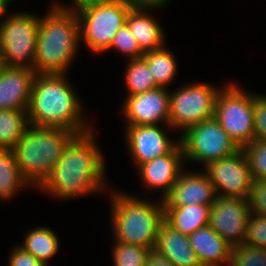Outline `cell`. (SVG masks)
<instances>
[{
    "label": "cell",
    "instance_id": "cell-1",
    "mask_svg": "<svg viewBox=\"0 0 266 266\" xmlns=\"http://www.w3.org/2000/svg\"><path fill=\"white\" fill-rule=\"evenodd\" d=\"M94 130L71 140L38 190L63 200L109 192L105 157L95 141Z\"/></svg>",
    "mask_w": 266,
    "mask_h": 266
},
{
    "label": "cell",
    "instance_id": "cell-2",
    "mask_svg": "<svg viewBox=\"0 0 266 266\" xmlns=\"http://www.w3.org/2000/svg\"><path fill=\"white\" fill-rule=\"evenodd\" d=\"M66 75H35L27 109L28 121L37 127H58L76 135L85 134L92 131L93 126L87 122L82 101Z\"/></svg>",
    "mask_w": 266,
    "mask_h": 266
},
{
    "label": "cell",
    "instance_id": "cell-3",
    "mask_svg": "<svg viewBox=\"0 0 266 266\" xmlns=\"http://www.w3.org/2000/svg\"><path fill=\"white\" fill-rule=\"evenodd\" d=\"M80 45L76 12L51 3L40 17L34 58L36 74H66Z\"/></svg>",
    "mask_w": 266,
    "mask_h": 266
},
{
    "label": "cell",
    "instance_id": "cell-4",
    "mask_svg": "<svg viewBox=\"0 0 266 266\" xmlns=\"http://www.w3.org/2000/svg\"><path fill=\"white\" fill-rule=\"evenodd\" d=\"M109 203L114 241L154 249L161 224L164 222V204L138 198L131 193L110 188Z\"/></svg>",
    "mask_w": 266,
    "mask_h": 266
},
{
    "label": "cell",
    "instance_id": "cell-5",
    "mask_svg": "<svg viewBox=\"0 0 266 266\" xmlns=\"http://www.w3.org/2000/svg\"><path fill=\"white\" fill-rule=\"evenodd\" d=\"M75 136V133L58 127H28L12 150L22 176L31 187L37 189L51 174Z\"/></svg>",
    "mask_w": 266,
    "mask_h": 266
},
{
    "label": "cell",
    "instance_id": "cell-6",
    "mask_svg": "<svg viewBox=\"0 0 266 266\" xmlns=\"http://www.w3.org/2000/svg\"><path fill=\"white\" fill-rule=\"evenodd\" d=\"M132 7L124 0H102L77 10L80 44L94 54L107 52Z\"/></svg>",
    "mask_w": 266,
    "mask_h": 266
},
{
    "label": "cell",
    "instance_id": "cell-7",
    "mask_svg": "<svg viewBox=\"0 0 266 266\" xmlns=\"http://www.w3.org/2000/svg\"><path fill=\"white\" fill-rule=\"evenodd\" d=\"M40 16L18 11L0 20V56L5 66L34 70Z\"/></svg>",
    "mask_w": 266,
    "mask_h": 266
},
{
    "label": "cell",
    "instance_id": "cell-8",
    "mask_svg": "<svg viewBox=\"0 0 266 266\" xmlns=\"http://www.w3.org/2000/svg\"><path fill=\"white\" fill-rule=\"evenodd\" d=\"M214 118L239 148L255 139L253 94L247 93L236 83L228 82L221 86L216 98Z\"/></svg>",
    "mask_w": 266,
    "mask_h": 266
},
{
    "label": "cell",
    "instance_id": "cell-9",
    "mask_svg": "<svg viewBox=\"0 0 266 266\" xmlns=\"http://www.w3.org/2000/svg\"><path fill=\"white\" fill-rule=\"evenodd\" d=\"M192 82L170 91L169 126L180 135L196 124L214 118L218 86Z\"/></svg>",
    "mask_w": 266,
    "mask_h": 266
},
{
    "label": "cell",
    "instance_id": "cell-10",
    "mask_svg": "<svg viewBox=\"0 0 266 266\" xmlns=\"http://www.w3.org/2000/svg\"><path fill=\"white\" fill-rule=\"evenodd\" d=\"M184 161L202 166L230 156L240 148L215 119L202 121L179 136Z\"/></svg>",
    "mask_w": 266,
    "mask_h": 266
},
{
    "label": "cell",
    "instance_id": "cell-11",
    "mask_svg": "<svg viewBox=\"0 0 266 266\" xmlns=\"http://www.w3.org/2000/svg\"><path fill=\"white\" fill-rule=\"evenodd\" d=\"M217 195L247 199L253 178L245 152L234 154L207 164L203 168Z\"/></svg>",
    "mask_w": 266,
    "mask_h": 266
},
{
    "label": "cell",
    "instance_id": "cell-12",
    "mask_svg": "<svg viewBox=\"0 0 266 266\" xmlns=\"http://www.w3.org/2000/svg\"><path fill=\"white\" fill-rule=\"evenodd\" d=\"M250 215L247 199L217 195L208 225L230 245L243 244Z\"/></svg>",
    "mask_w": 266,
    "mask_h": 266
},
{
    "label": "cell",
    "instance_id": "cell-13",
    "mask_svg": "<svg viewBox=\"0 0 266 266\" xmlns=\"http://www.w3.org/2000/svg\"><path fill=\"white\" fill-rule=\"evenodd\" d=\"M170 90L164 87L125 97L122 114L126 125L169 126ZM162 122V123H161Z\"/></svg>",
    "mask_w": 266,
    "mask_h": 266
},
{
    "label": "cell",
    "instance_id": "cell-14",
    "mask_svg": "<svg viewBox=\"0 0 266 266\" xmlns=\"http://www.w3.org/2000/svg\"><path fill=\"white\" fill-rule=\"evenodd\" d=\"M125 126V142L128 146L126 148L136 167L156 157L169 154L180 143V140L170 139L160 124Z\"/></svg>",
    "mask_w": 266,
    "mask_h": 266
},
{
    "label": "cell",
    "instance_id": "cell-15",
    "mask_svg": "<svg viewBox=\"0 0 266 266\" xmlns=\"http://www.w3.org/2000/svg\"><path fill=\"white\" fill-rule=\"evenodd\" d=\"M184 162L183 149L179 143L169 154L140 164L136 169H138L139 179L144 185L143 188L161 191L160 198L163 200L170 193L180 173L185 169Z\"/></svg>",
    "mask_w": 266,
    "mask_h": 266
},
{
    "label": "cell",
    "instance_id": "cell-16",
    "mask_svg": "<svg viewBox=\"0 0 266 266\" xmlns=\"http://www.w3.org/2000/svg\"><path fill=\"white\" fill-rule=\"evenodd\" d=\"M216 197L214 186L204 172L183 170L162 201L164 206H211Z\"/></svg>",
    "mask_w": 266,
    "mask_h": 266
},
{
    "label": "cell",
    "instance_id": "cell-17",
    "mask_svg": "<svg viewBox=\"0 0 266 266\" xmlns=\"http://www.w3.org/2000/svg\"><path fill=\"white\" fill-rule=\"evenodd\" d=\"M35 70L5 66L0 74V110L27 111Z\"/></svg>",
    "mask_w": 266,
    "mask_h": 266
},
{
    "label": "cell",
    "instance_id": "cell-18",
    "mask_svg": "<svg viewBox=\"0 0 266 266\" xmlns=\"http://www.w3.org/2000/svg\"><path fill=\"white\" fill-rule=\"evenodd\" d=\"M162 7L133 6L127 16L126 25L134 35L140 49L145 53L165 46L162 26L150 12Z\"/></svg>",
    "mask_w": 266,
    "mask_h": 266
},
{
    "label": "cell",
    "instance_id": "cell-19",
    "mask_svg": "<svg viewBox=\"0 0 266 266\" xmlns=\"http://www.w3.org/2000/svg\"><path fill=\"white\" fill-rule=\"evenodd\" d=\"M202 266H229L232 245L209 225L188 236Z\"/></svg>",
    "mask_w": 266,
    "mask_h": 266
},
{
    "label": "cell",
    "instance_id": "cell-20",
    "mask_svg": "<svg viewBox=\"0 0 266 266\" xmlns=\"http://www.w3.org/2000/svg\"><path fill=\"white\" fill-rule=\"evenodd\" d=\"M153 250L168 258L175 266H202L189 237L172 229L165 222L159 228Z\"/></svg>",
    "mask_w": 266,
    "mask_h": 266
},
{
    "label": "cell",
    "instance_id": "cell-21",
    "mask_svg": "<svg viewBox=\"0 0 266 266\" xmlns=\"http://www.w3.org/2000/svg\"><path fill=\"white\" fill-rule=\"evenodd\" d=\"M210 211L211 206L199 204L164 206V222L172 229L189 236L196 230L208 226Z\"/></svg>",
    "mask_w": 266,
    "mask_h": 266
},
{
    "label": "cell",
    "instance_id": "cell-22",
    "mask_svg": "<svg viewBox=\"0 0 266 266\" xmlns=\"http://www.w3.org/2000/svg\"><path fill=\"white\" fill-rule=\"evenodd\" d=\"M24 237L23 244L18 246L47 266L49 260L59 252V237L49 227L32 228Z\"/></svg>",
    "mask_w": 266,
    "mask_h": 266
},
{
    "label": "cell",
    "instance_id": "cell-23",
    "mask_svg": "<svg viewBox=\"0 0 266 266\" xmlns=\"http://www.w3.org/2000/svg\"><path fill=\"white\" fill-rule=\"evenodd\" d=\"M30 186L20 172L13 150L0 149V200L9 201Z\"/></svg>",
    "mask_w": 266,
    "mask_h": 266
},
{
    "label": "cell",
    "instance_id": "cell-24",
    "mask_svg": "<svg viewBox=\"0 0 266 266\" xmlns=\"http://www.w3.org/2000/svg\"><path fill=\"white\" fill-rule=\"evenodd\" d=\"M167 46L161 49L145 52L141 57L149 67L158 87L169 88L177 75L176 57Z\"/></svg>",
    "mask_w": 266,
    "mask_h": 266
},
{
    "label": "cell",
    "instance_id": "cell-25",
    "mask_svg": "<svg viewBox=\"0 0 266 266\" xmlns=\"http://www.w3.org/2000/svg\"><path fill=\"white\" fill-rule=\"evenodd\" d=\"M29 126L27 111L0 110V149H12Z\"/></svg>",
    "mask_w": 266,
    "mask_h": 266
},
{
    "label": "cell",
    "instance_id": "cell-26",
    "mask_svg": "<svg viewBox=\"0 0 266 266\" xmlns=\"http://www.w3.org/2000/svg\"><path fill=\"white\" fill-rule=\"evenodd\" d=\"M127 61L126 69L124 70L127 96L158 88L148 64L142 58Z\"/></svg>",
    "mask_w": 266,
    "mask_h": 266
},
{
    "label": "cell",
    "instance_id": "cell-27",
    "mask_svg": "<svg viewBox=\"0 0 266 266\" xmlns=\"http://www.w3.org/2000/svg\"><path fill=\"white\" fill-rule=\"evenodd\" d=\"M112 259L114 266H145L152 249L125 242L113 241Z\"/></svg>",
    "mask_w": 266,
    "mask_h": 266
},
{
    "label": "cell",
    "instance_id": "cell-28",
    "mask_svg": "<svg viewBox=\"0 0 266 266\" xmlns=\"http://www.w3.org/2000/svg\"><path fill=\"white\" fill-rule=\"evenodd\" d=\"M229 266H266V249L246 243L234 245Z\"/></svg>",
    "mask_w": 266,
    "mask_h": 266
},
{
    "label": "cell",
    "instance_id": "cell-29",
    "mask_svg": "<svg viewBox=\"0 0 266 266\" xmlns=\"http://www.w3.org/2000/svg\"><path fill=\"white\" fill-rule=\"evenodd\" d=\"M253 180H266V141L254 139L243 148Z\"/></svg>",
    "mask_w": 266,
    "mask_h": 266
},
{
    "label": "cell",
    "instance_id": "cell-30",
    "mask_svg": "<svg viewBox=\"0 0 266 266\" xmlns=\"http://www.w3.org/2000/svg\"><path fill=\"white\" fill-rule=\"evenodd\" d=\"M116 50L118 53L125 55L128 60L140 59L144 52L140 49L134 35L125 24L114 35L113 41L107 50Z\"/></svg>",
    "mask_w": 266,
    "mask_h": 266
},
{
    "label": "cell",
    "instance_id": "cell-31",
    "mask_svg": "<svg viewBox=\"0 0 266 266\" xmlns=\"http://www.w3.org/2000/svg\"><path fill=\"white\" fill-rule=\"evenodd\" d=\"M244 243L266 249V217L251 213Z\"/></svg>",
    "mask_w": 266,
    "mask_h": 266
},
{
    "label": "cell",
    "instance_id": "cell-32",
    "mask_svg": "<svg viewBox=\"0 0 266 266\" xmlns=\"http://www.w3.org/2000/svg\"><path fill=\"white\" fill-rule=\"evenodd\" d=\"M247 201L251 213L266 217V180H253Z\"/></svg>",
    "mask_w": 266,
    "mask_h": 266
},
{
    "label": "cell",
    "instance_id": "cell-33",
    "mask_svg": "<svg viewBox=\"0 0 266 266\" xmlns=\"http://www.w3.org/2000/svg\"><path fill=\"white\" fill-rule=\"evenodd\" d=\"M255 139L266 141V95L253 93Z\"/></svg>",
    "mask_w": 266,
    "mask_h": 266
},
{
    "label": "cell",
    "instance_id": "cell-34",
    "mask_svg": "<svg viewBox=\"0 0 266 266\" xmlns=\"http://www.w3.org/2000/svg\"><path fill=\"white\" fill-rule=\"evenodd\" d=\"M8 266H47L17 245L10 251Z\"/></svg>",
    "mask_w": 266,
    "mask_h": 266
},
{
    "label": "cell",
    "instance_id": "cell-35",
    "mask_svg": "<svg viewBox=\"0 0 266 266\" xmlns=\"http://www.w3.org/2000/svg\"><path fill=\"white\" fill-rule=\"evenodd\" d=\"M145 266H175L168 258L160 256L154 250L148 255Z\"/></svg>",
    "mask_w": 266,
    "mask_h": 266
},
{
    "label": "cell",
    "instance_id": "cell-36",
    "mask_svg": "<svg viewBox=\"0 0 266 266\" xmlns=\"http://www.w3.org/2000/svg\"><path fill=\"white\" fill-rule=\"evenodd\" d=\"M72 4H65L62 2H52V4L58 5L59 7L65 9V10H71V11H77L81 9L82 7H85L90 4H94L96 2L102 1V0H71ZM62 3V4H61ZM70 5V6H69Z\"/></svg>",
    "mask_w": 266,
    "mask_h": 266
},
{
    "label": "cell",
    "instance_id": "cell-37",
    "mask_svg": "<svg viewBox=\"0 0 266 266\" xmlns=\"http://www.w3.org/2000/svg\"><path fill=\"white\" fill-rule=\"evenodd\" d=\"M131 6L164 7L170 0H124Z\"/></svg>",
    "mask_w": 266,
    "mask_h": 266
},
{
    "label": "cell",
    "instance_id": "cell-38",
    "mask_svg": "<svg viewBox=\"0 0 266 266\" xmlns=\"http://www.w3.org/2000/svg\"><path fill=\"white\" fill-rule=\"evenodd\" d=\"M8 6L7 4L3 1L0 0V20L6 15L8 14Z\"/></svg>",
    "mask_w": 266,
    "mask_h": 266
},
{
    "label": "cell",
    "instance_id": "cell-39",
    "mask_svg": "<svg viewBox=\"0 0 266 266\" xmlns=\"http://www.w3.org/2000/svg\"><path fill=\"white\" fill-rule=\"evenodd\" d=\"M4 67H5L4 61H3L2 57L0 56V74H1V71L3 70Z\"/></svg>",
    "mask_w": 266,
    "mask_h": 266
},
{
    "label": "cell",
    "instance_id": "cell-40",
    "mask_svg": "<svg viewBox=\"0 0 266 266\" xmlns=\"http://www.w3.org/2000/svg\"><path fill=\"white\" fill-rule=\"evenodd\" d=\"M3 1L7 4V6H9L10 5L9 3L14 2L16 0H3Z\"/></svg>",
    "mask_w": 266,
    "mask_h": 266
}]
</instances>
